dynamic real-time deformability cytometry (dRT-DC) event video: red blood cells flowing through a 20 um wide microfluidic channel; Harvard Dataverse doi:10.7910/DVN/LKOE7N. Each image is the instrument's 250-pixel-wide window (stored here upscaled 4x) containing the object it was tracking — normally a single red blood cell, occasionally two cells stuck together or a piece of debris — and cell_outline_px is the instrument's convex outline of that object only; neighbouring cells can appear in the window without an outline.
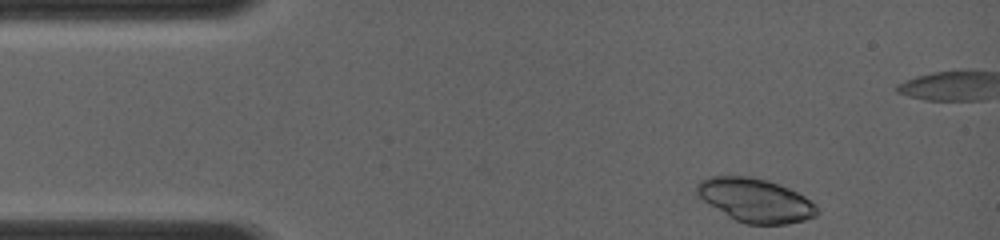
{"species": "common noctule bat (a hibernating species)", "species_latin": "Nyctalus noctula", "temperature_condition": "room temperature", "stored_images_in_passage": 5, "camera_frame_rate_fps": 4000, "um_per_image_px": 0.085, "animal": {"sex": "female", "body_mass_g": 19.0, "forearm_length_mm": 56.7}, "frame": {"image": 1, "passage_image": 1, "time_ms": 0.0, "image_size_px": [1000, 240], "cell_outline_px": [[820, 212], [816, 216], [804, 220], [788, 224], [748, 224], [736, 220], [728, 216], [692, 192], [696, 184], [700, 180], [708, 176], [752, 176], [768, 180], [788, 188], [804, 196], [816, 204]], "centroid_in_image_um": [64.19, 17.01], "position_along_channel_um": 20.8, "area_um2": 30.75}}